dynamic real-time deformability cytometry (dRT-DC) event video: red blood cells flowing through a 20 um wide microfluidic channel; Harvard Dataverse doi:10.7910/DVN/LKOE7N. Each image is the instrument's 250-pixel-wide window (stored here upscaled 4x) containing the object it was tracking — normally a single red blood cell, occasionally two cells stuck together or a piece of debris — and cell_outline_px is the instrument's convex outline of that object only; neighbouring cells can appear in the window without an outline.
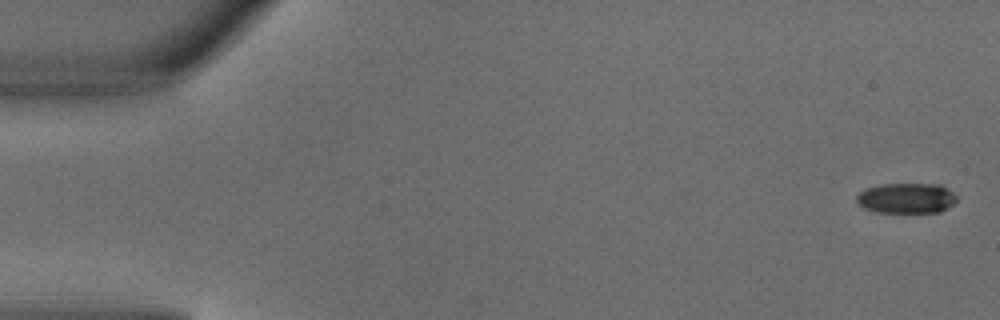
{"species": "common noctule bat (a hibernating species)", "species_latin": "Nyctalus noctula", "temperature_condition": "warm", "stored_images_in_passage": 4, "camera_frame_rate_fps": 3000, "um_per_image_px": 0.085, "animal": {"sex": "male", "body_mass_g": 18.8}, "frame": {"image": 1, "passage_image": 1, "time_ms": 0.0, "image_size_px": [1000, 320], "cell_outline_px": [[956, 200], [952, 204], [940, 212], [876, 212], [864, 208], [856, 200], [856, 196], [864, 188], [880, 184], [940, 184], [948, 188], [956, 196]], "centroid_in_image_um": [77.03, 16.83], "position_along_channel_um": 8.0, "area_um2": 17.69}}
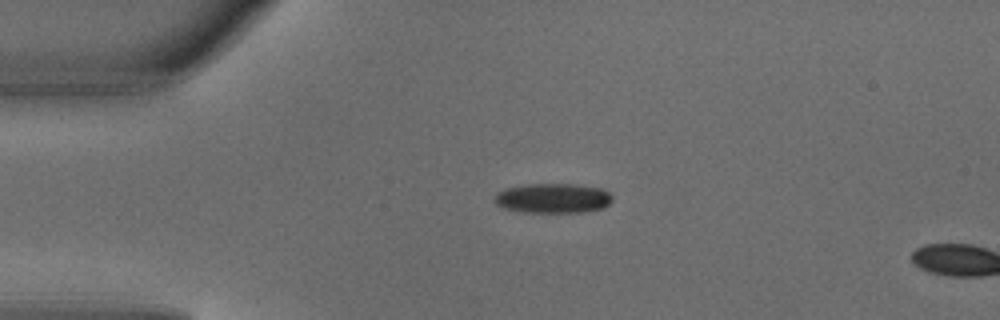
{"frame": {"image": 2, "passage_image": 3, "time_ms": 0.667, "image_size_px": [1000, 320], "cell_outline_px": [[612, 200], [604, 208], [580, 212], [524, 212], [504, 208], [496, 204], [492, 200], [496, 192], [504, 188], [528, 184], [576, 184], [604, 188], [612, 196]], "centroid_in_image_um": [46.98, 16.84], "position_along_channel_um": 38.0, "area_um2": 20.63}}